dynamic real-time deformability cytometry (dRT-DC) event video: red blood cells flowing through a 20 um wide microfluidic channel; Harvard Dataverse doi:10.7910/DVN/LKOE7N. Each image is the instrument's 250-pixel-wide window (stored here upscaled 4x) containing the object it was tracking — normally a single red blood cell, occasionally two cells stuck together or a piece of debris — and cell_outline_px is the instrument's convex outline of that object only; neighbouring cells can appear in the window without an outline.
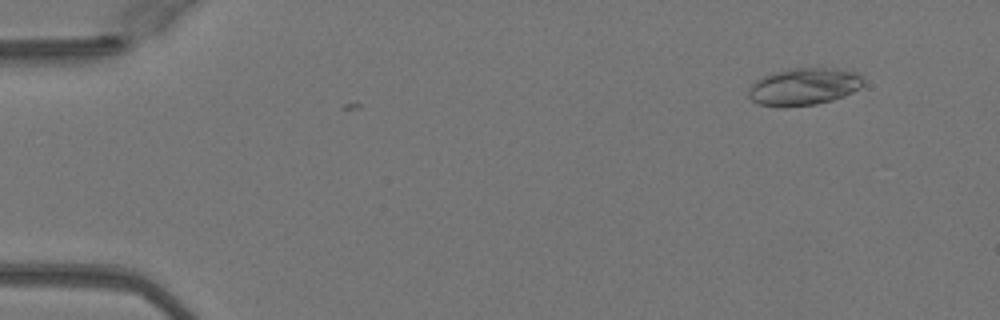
{"species": "Egyptian fruit bat (a non-hibernating species)", "species_latin": "Rousettus aegyptiacus", "temperature_condition": "warm", "stored_images_in_passage": 3, "camera_frame_rate_fps": 3000, "um_per_image_px": 0.085, "animal": {"sex": "female"}, "frame": {"image": 1, "passage_image": 1, "time_ms": 0.0, "image_size_px": [1000, 320], "cell_outline_px": [[864, 84], [860, 88], [844, 96], [832, 100], [816, 104], [780, 108], [756, 104], [748, 96], [748, 88], [756, 80], [772, 72], [788, 68], [836, 68], [856, 72], [864, 80]], "centroid_in_image_um": [68.3, 7.37], "position_along_channel_um": 16.7, "area_um2": 25.32}}